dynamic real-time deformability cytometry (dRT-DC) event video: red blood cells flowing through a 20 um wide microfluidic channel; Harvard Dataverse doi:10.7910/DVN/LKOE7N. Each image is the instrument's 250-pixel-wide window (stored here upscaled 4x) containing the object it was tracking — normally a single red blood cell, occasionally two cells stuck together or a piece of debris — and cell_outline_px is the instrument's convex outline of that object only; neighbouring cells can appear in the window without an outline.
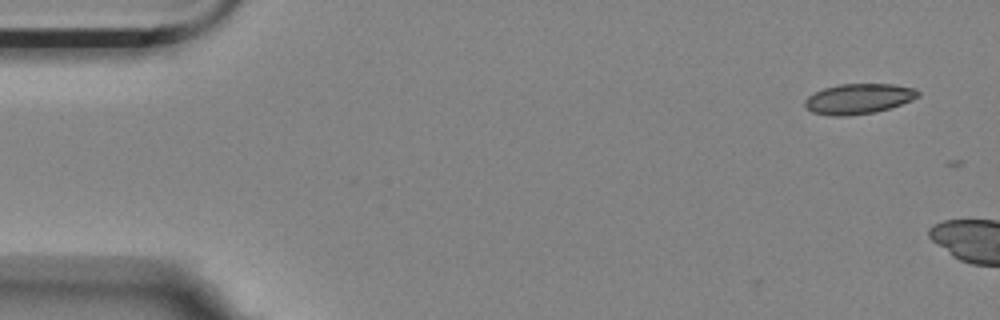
{"species": "Egyptian fruit bat (a non-hibernating species)", "species_latin": "Rousettus aegyptiacus", "temperature_condition": "room temperature", "stored_images_in_passage": 3, "camera_frame_rate_fps": 3000, "um_per_image_px": 0.085, "animal": {"sex": "female"}, "frame": {"image": 1, "passage_image": 1, "time_ms": 0.0, "image_size_px": [1000, 320], "cell_outline_px": [[920, 96], [912, 100], [876, 112], [848, 116], [828, 116], [812, 112], [804, 104], [804, 100], [808, 96], [824, 88], [840, 84], [892, 84], [916, 88], [920, 92]], "centroid_in_image_um": [72.99, 8.4], "position_along_channel_um": 12.0, "area_um2": 20.0}}